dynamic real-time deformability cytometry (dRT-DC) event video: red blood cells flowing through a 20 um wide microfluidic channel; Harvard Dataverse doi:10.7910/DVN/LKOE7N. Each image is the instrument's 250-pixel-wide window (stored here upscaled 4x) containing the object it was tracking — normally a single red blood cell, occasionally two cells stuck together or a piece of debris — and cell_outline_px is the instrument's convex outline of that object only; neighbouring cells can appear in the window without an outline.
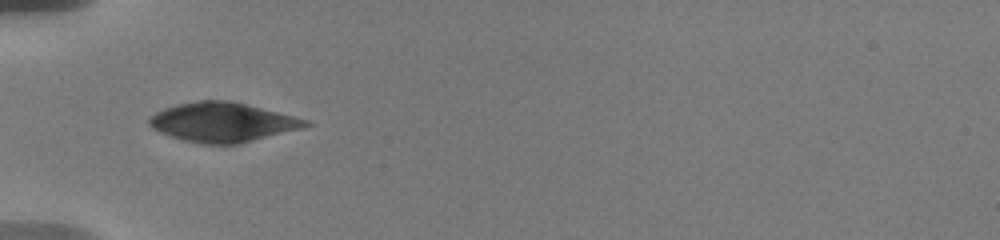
{"species": "human", "species_latin": "Homo sapiens", "temperature_condition": "warm", "stored_images_in_passage": 11, "camera_frame_rate_fps": 3000, "um_per_image_px": 0.085, "donor": {"sex": "male"}, "frame": {"image": 1, "passage_image": 1, "time_ms": 0.0, "image_size_px": [1000, 240], "cell_outline_px": [[312, 124], [304, 128], [236, 144], [200, 144], [184, 140], [160, 132], [152, 128], [148, 124], [148, 120], [156, 112], [164, 108], [176, 104], [200, 100], [228, 100], [308, 120]], "centroid_in_image_um": [18.89, 10.39], "position_along_channel_um": 66.1, "area_um2": 35.43}}
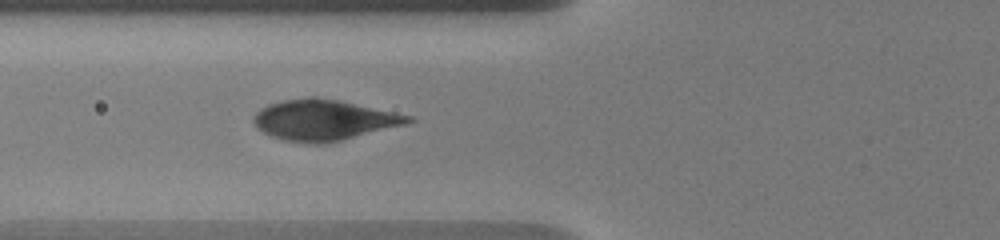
{"frame": {"image": 2, "passage_image": 4, "time_ms": 1.0, "image_size_px": [1000, 240], "cell_outline_px": [[416, 120], [408, 124], [324, 144], [308, 144], [284, 140], [272, 136], [256, 128], [252, 120], [252, 116], [260, 108], [268, 104], [284, 100], [308, 96], [316, 96], [340, 100], [412, 116]], "centroid_in_image_um": [27.51, 10.19], "position_along_channel_um": 98.3, "area_um2": 36.93}}
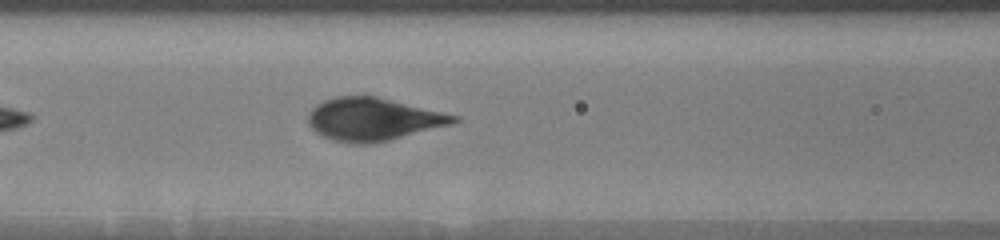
{"frame": {"image": 3, "passage_image": 7, "time_ms": 2.0, "image_size_px": [1000, 240], "cell_outline_px": [[460, 120], [452, 124], [372, 144], [352, 144], [332, 140], [316, 132], [308, 124], [308, 112], [316, 104], [324, 100], [336, 96], [376, 96], [460, 116]], "centroid_in_image_um": [31.7, 10.14], "position_along_channel_um": 134.9, "area_um2": 36.24}}